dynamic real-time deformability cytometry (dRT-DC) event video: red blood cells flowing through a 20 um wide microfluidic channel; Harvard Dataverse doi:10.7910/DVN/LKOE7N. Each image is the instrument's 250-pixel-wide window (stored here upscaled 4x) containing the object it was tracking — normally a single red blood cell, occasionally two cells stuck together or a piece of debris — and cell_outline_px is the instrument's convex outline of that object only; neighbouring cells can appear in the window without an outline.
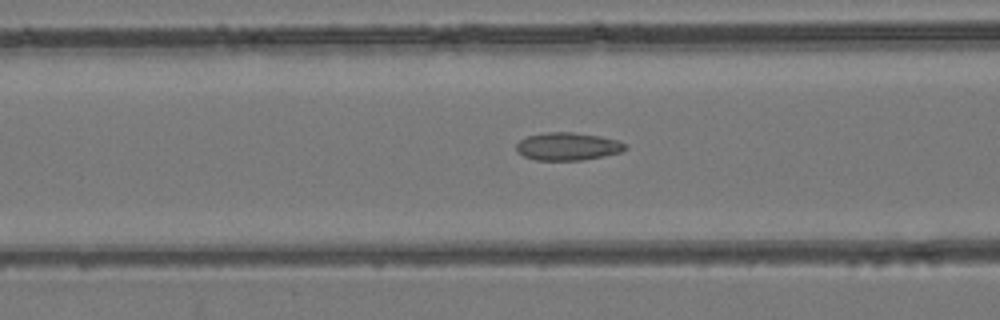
{"species": "common noctule bat (a hibernating species)", "species_latin": "Nyctalus noctula", "temperature_condition": "room temperature", "stored_images_in_passage": 51, "camera_frame_rate_fps": 3000, "um_per_image_px": 0.085, "animal": {"sex": "female", "body_mass_g": 24.6, "forearm_length_mm": 56.2}, "frame": {"image": 1, "passage_image": 21, "time_ms": 6.667, "image_size_px": [1000, 320], "cell_outline_px": [[628, 148], [620, 152], [604, 156], [580, 160], [536, 160], [524, 156], [516, 152], [516, 144], [520, 140], [528, 136], [548, 132], [572, 132], [600, 136], [616, 140], [628, 144]], "centroid_in_image_um": [48.26, 12.45], "position_along_channel_um": 118.3, "area_um2": 17.63}}
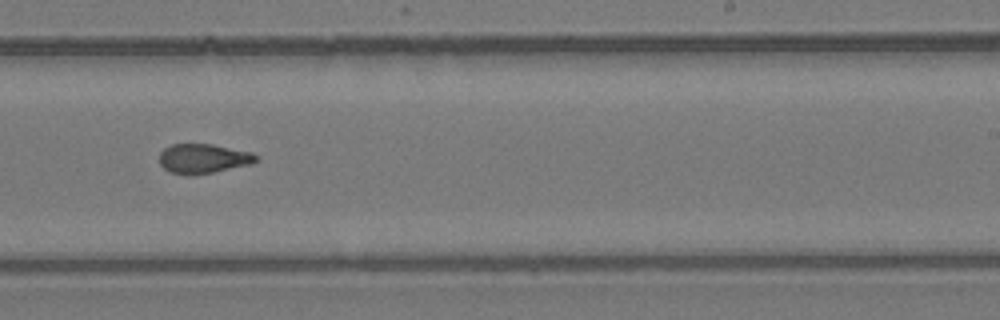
{"frame": {"image": 2, "passage_image": 32, "time_ms": 10.333, "image_size_px": [1000, 320], "cell_outline_px": [[260, 160], [252, 164], [212, 172], [188, 176], [172, 172], [164, 168], [160, 164], [160, 152], [164, 148], [172, 144], [212, 144], [252, 152]], "centroid_in_image_um": [17.29, 13.48], "position_along_channel_um": 271.7, "area_um2": 16.65}}
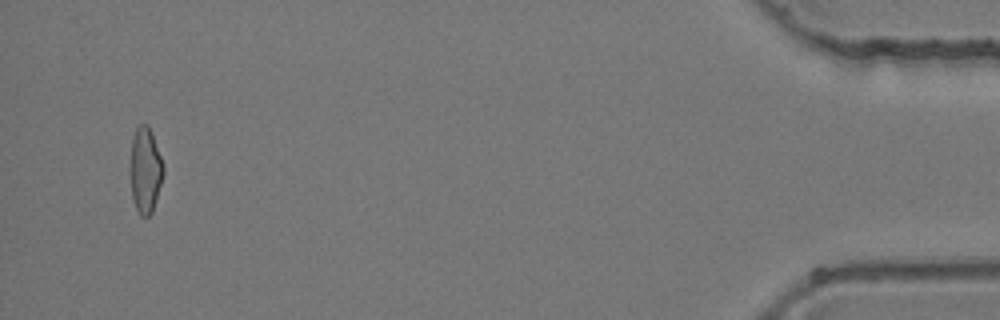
{"frame": {"image": 3, "passage_image": 49, "time_ms": 16.0, "image_size_px": [1000, 320], "cell_outline_px": [[164, 172], [152, 212], [148, 216], [140, 216], [132, 200], [128, 168], [132, 140], [136, 128], [140, 124], [148, 124], [152, 132], [164, 164]], "centroid_in_image_um": [12.32, 14.45], "position_along_channel_um": 422.9, "area_um2": 16.99}}